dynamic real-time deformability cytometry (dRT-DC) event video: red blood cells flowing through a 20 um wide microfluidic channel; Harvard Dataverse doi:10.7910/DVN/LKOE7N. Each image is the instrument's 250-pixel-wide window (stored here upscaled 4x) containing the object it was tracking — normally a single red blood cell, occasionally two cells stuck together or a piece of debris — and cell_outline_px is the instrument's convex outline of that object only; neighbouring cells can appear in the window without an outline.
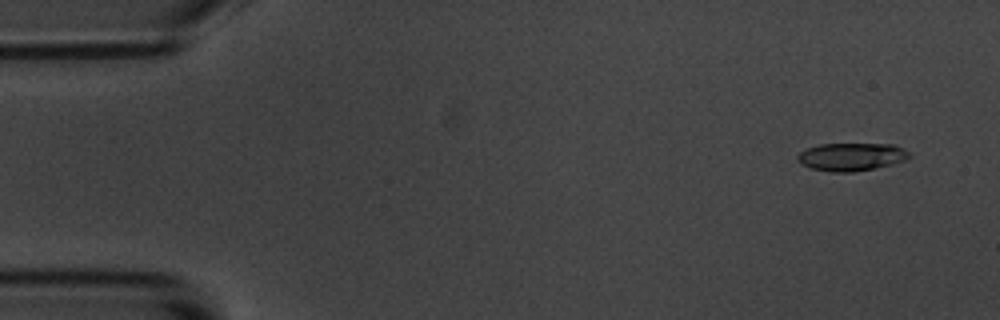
{"species": "common noctule bat (a hibernating species)", "species_latin": "Nyctalus noctula", "temperature_condition": "room temperature", "stored_images_in_passage": 58, "segment_of_instrument_passage": [1, 2], "camera_frame_rate_fps": 3000, "um_per_image_px": 0.085, "animal": {"sex": "male", "body_mass_g": 20.1, "forearm_length_mm": 53.5}, "frame": {"image": 1, "passage_image": 4, "time_ms": 1.0, "image_size_px": [1000, 320], "cell_outline_px": [[912, 156], [904, 160], [892, 164], [852, 172], [832, 172], [812, 168], [800, 164], [796, 160], [796, 156], [800, 152], [808, 148], [820, 144], [892, 144], [908, 152]], "centroid_in_image_um": [72.32, 13.33], "position_along_channel_um": 12.7, "area_um2": 17.98}}
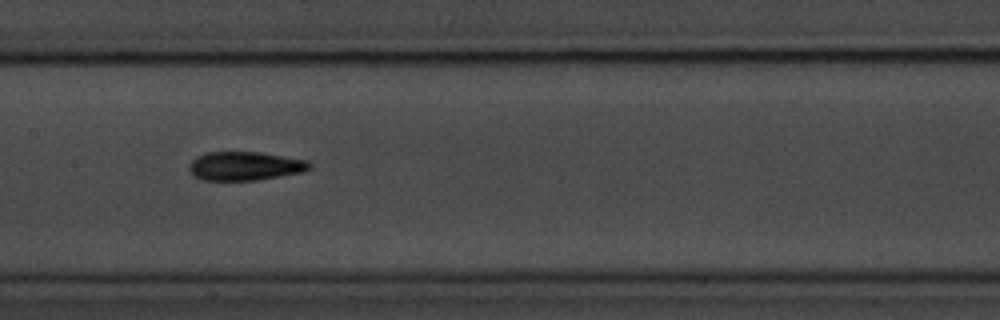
{"frame": {"image": 2, "passage_image": 28, "time_ms": 9.0, "image_size_px": [1000, 320], "cell_outline_px": [[312, 168], [304, 172], [256, 180], [200, 180], [188, 168], [192, 160], [196, 156], [208, 152], [260, 152], [308, 160], [312, 164]], "centroid_in_image_um": [20.86, 14.11], "position_along_channel_um": 186.5, "area_um2": 20.23}}
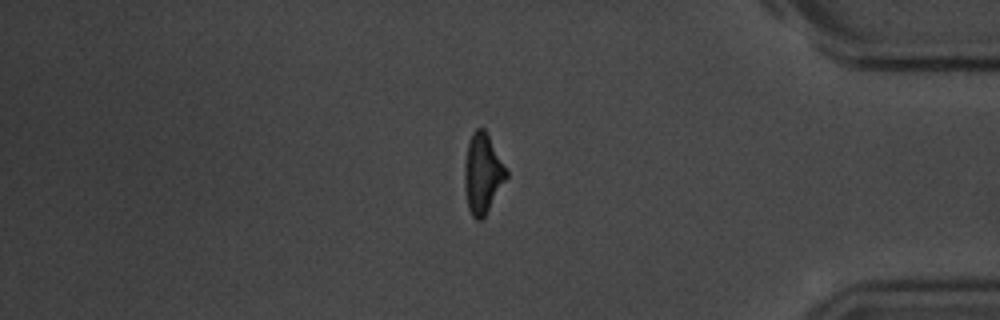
{"frame": {"image": 3, "passage_image": 48, "time_ms": 15.667, "image_size_px": [1000, 320], "cell_outline_px": [[508, 176], [484, 216], [480, 220], [476, 220], [472, 216], [468, 208], [464, 188], [464, 164], [468, 144], [472, 132], [476, 128], [484, 128], [508, 172]], "centroid_in_image_um": [41.0, 14.75], "position_along_channel_um": 394.2, "area_um2": 19.19}}